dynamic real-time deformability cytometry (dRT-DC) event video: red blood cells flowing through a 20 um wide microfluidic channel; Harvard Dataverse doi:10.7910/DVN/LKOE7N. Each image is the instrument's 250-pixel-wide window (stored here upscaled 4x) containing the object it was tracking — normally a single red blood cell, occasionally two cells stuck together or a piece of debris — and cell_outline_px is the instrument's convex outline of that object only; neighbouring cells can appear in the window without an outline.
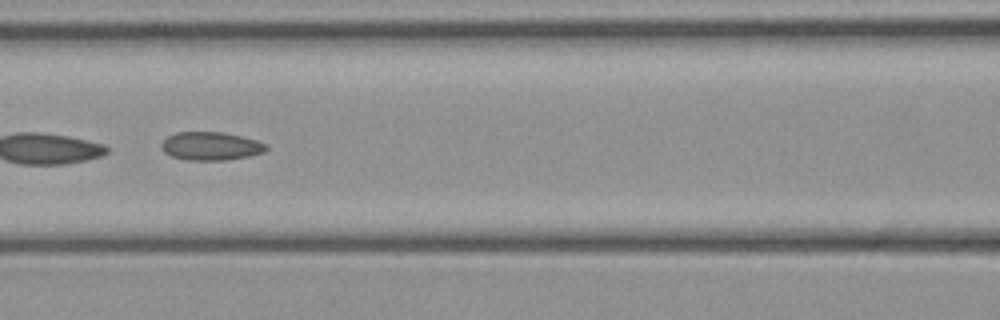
{"species": "common noctule bat (a hibernating species)", "species_latin": "Nyctalus noctula", "temperature_condition": "cold", "stored_images_in_passage": 11, "camera_frame_rate_fps": 3000, "um_per_image_px": 0.085, "animal": {"sex": "female", "body_mass_g": 21.9}, "frame": {"image": 1, "passage_image": 8, "time_ms": 2.333, "image_size_px": [1000, 320], "cell_outline_px": [[268, 148], [264, 152], [248, 156], [224, 160], [188, 160], [172, 156], [164, 152], [160, 148], [160, 144], [168, 136], [176, 132], [224, 132], [256, 140], [268, 144]], "centroid_in_image_um": [17.91, 12.41], "position_along_channel_um": 148.7, "area_um2": 17.28}}